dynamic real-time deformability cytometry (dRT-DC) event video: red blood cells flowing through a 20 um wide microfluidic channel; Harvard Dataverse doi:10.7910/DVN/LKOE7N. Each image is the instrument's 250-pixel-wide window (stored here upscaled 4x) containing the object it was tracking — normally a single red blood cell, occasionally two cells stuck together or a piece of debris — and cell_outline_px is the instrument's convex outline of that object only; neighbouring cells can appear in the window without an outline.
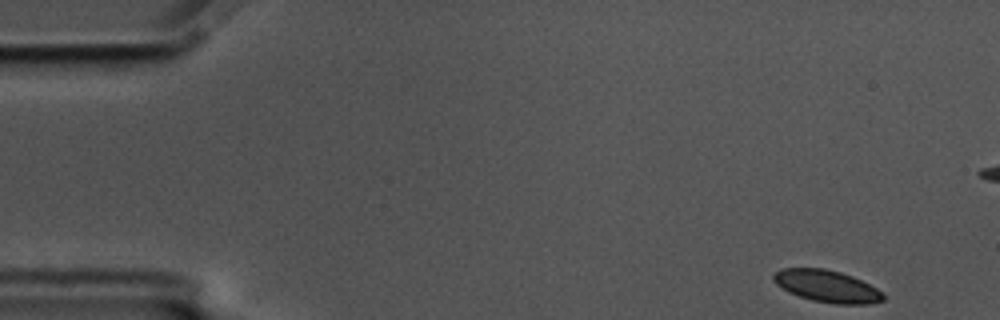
{"species": "common noctule bat (a hibernating species)", "species_latin": "Nyctalus noctula", "temperature_condition": "cold", "stored_images_in_passage": 57, "segment_of_instrument_passage": [1, 2], "camera_frame_rate_fps": 3000, "um_per_image_px": 0.085, "animal": {"sex": "male", "body_mass_g": 17.5, "forearm_length_mm": 52.3}, "frame": {"image": 1, "passage_image": 1, "time_ms": 0.0, "image_size_px": [1000, 320], "cell_outline_px": [[884, 300], [868, 304], [836, 304], [812, 300], [788, 292], [776, 284], [772, 280], [772, 276], [780, 268], [824, 268], [840, 272], [852, 276], [884, 292]], "centroid_in_image_um": [70.28, 24.32], "position_along_channel_um": 14.7, "area_um2": 20.46}}
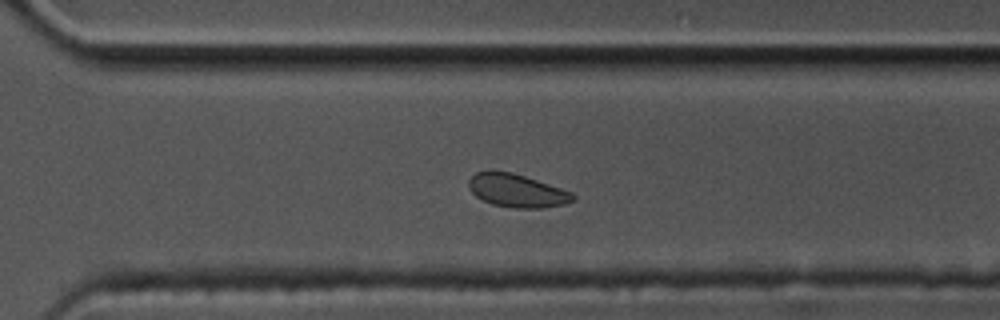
{"frame": {"image": 2, "passage_image": 38, "time_ms": 12.333, "image_size_px": [1000, 320], "cell_outline_px": [[576, 200], [564, 204], [544, 208], [512, 208], [492, 204], [476, 196], [468, 188], [468, 180], [476, 172], [488, 168], [512, 172], [572, 192], [576, 196]], "centroid_in_image_um": [43.9, 16.18], "position_along_channel_um": 326.7, "area_um2": 20.46}}
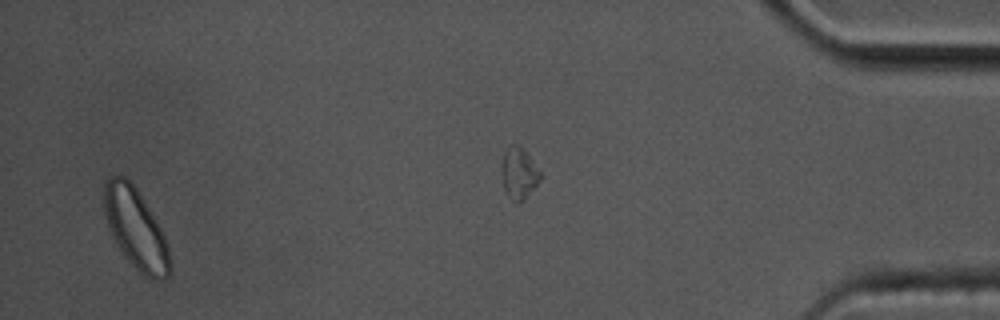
{"frame": {"image": 3, "passage_image": 54, "time_ms": 17.667, "image_size_px": [1000, 320], "cell_outline_px": [[172, 268], [168, 276], [164, 280], [152, 280], [144, 276], [128, 260], [112, 236], [104, 212], [104, 184], [108, 176], [124, 176], [136, 188], [156, 220], [164, 236], [168, 248]], "centroid_in_image_um": [11.55, 19.46], "position_along_channel_um": 423.7, "area_um2": 30.4}}